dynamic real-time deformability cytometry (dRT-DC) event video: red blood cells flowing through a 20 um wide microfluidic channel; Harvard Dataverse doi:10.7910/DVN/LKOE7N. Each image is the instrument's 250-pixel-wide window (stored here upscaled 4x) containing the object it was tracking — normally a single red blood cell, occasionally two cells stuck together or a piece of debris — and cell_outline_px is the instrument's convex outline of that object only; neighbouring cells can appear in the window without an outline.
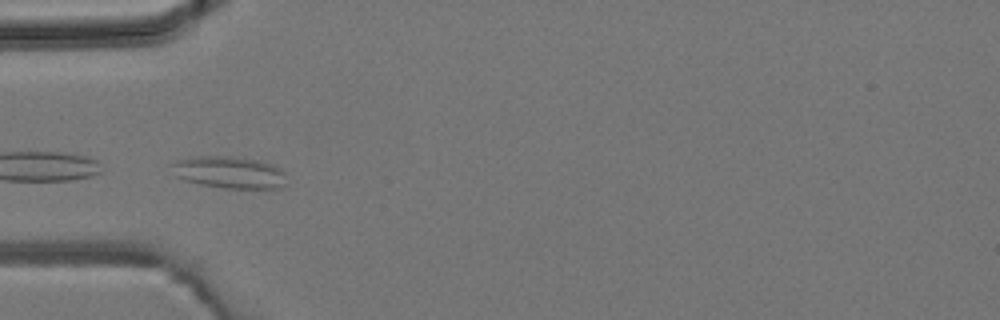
{"species": "common noctule bat (a hibernating species)", "species_latin": "Nyctalus noctula", "temperature_condition": "room temperature", "stored_images_in_passage": 3, "camera_frame_rate_fps": 3000, "um_per_image_px": 0.085, "animal": {"sex": "male", "body_mass_g": 19.2, "forearm_length_mm": 51.8}, "frame": {"image": 1, "passage_image": 3, "time_ms": 3.667, "image_size_px": [1000, 320], "cell_outline_px": [[284, 184], [280, 188], [224, 188], [200, 184], [176, 176], [172, 164], [176, 160], [200, 156], [224, 156], [256, 160], [272, 164], [280, 168], [284, 172]], "centroid_in_image_um": [19.51, 14.65], "position_along_channel_um": 65.5, "area_um2": 20.92}}